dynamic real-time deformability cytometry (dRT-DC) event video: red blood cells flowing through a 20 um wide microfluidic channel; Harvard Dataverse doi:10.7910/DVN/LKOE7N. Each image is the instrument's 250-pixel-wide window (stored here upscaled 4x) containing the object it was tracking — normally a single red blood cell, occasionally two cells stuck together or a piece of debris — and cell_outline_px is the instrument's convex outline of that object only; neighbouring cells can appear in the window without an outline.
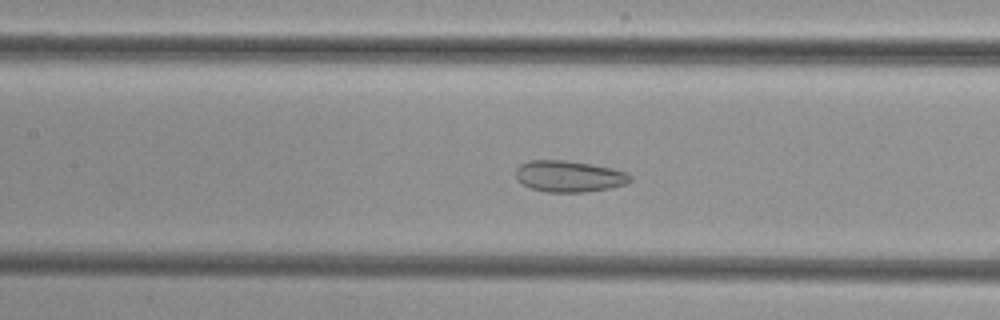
{"species": "common noctule bat (a hibernating species)", "species_latin": "Nyctalus noctula", "temperature_condition": "cold", "stored_images_in_passage": 46, "camera_frame_rate_fps": 3000, "um_per_image_px": 0.085, "animal": {"sex": "female", "body_mass_g": 29.2, "forearm_length_mm": 56.3}, "frame": {"image": 1, "passage_image": 18, "time_ms": 5.667, "image_size_px": [1000, 320], "cell_outline_px": [[632, 180], [624, 184], [608, 188], [584, 192], [544, 192], [532, 188], [516, 180], [516, 168], [520, 164], [528, 160], [564, 160], [612, 168], [624, 172], [632, 176]], "centroid_in_image_um": [48.33, 14.98], "position_along_channel_um": 159.1, "area_um2": 20.75}}
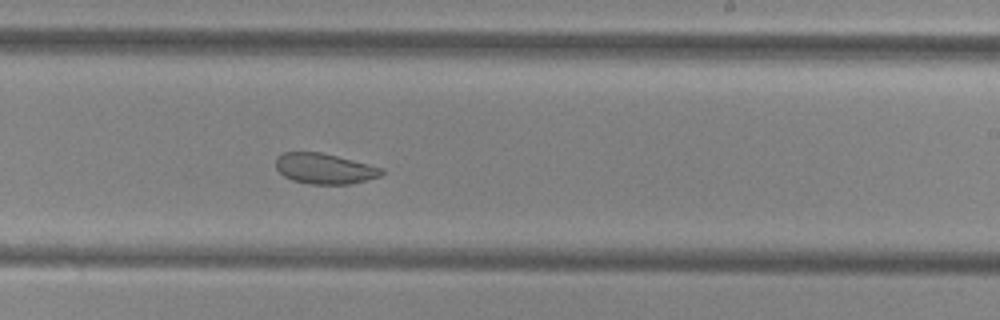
{"frame": {"image": 2, "passage_image": 26, "time_ms": 8.333, "image_size_px": [1000, 320], "cell_outline_px": [[384, 172], [380, 176], [352, 184], [308, 184], [292, 180], [284, 176], [276, 168], [276, 156], [284, 152], [320, 152], [384, 168]], "centroid_in_image_um": [27.57, 14.34], "position_along_channel_um": 261.4, "area_um2": 18.79}}
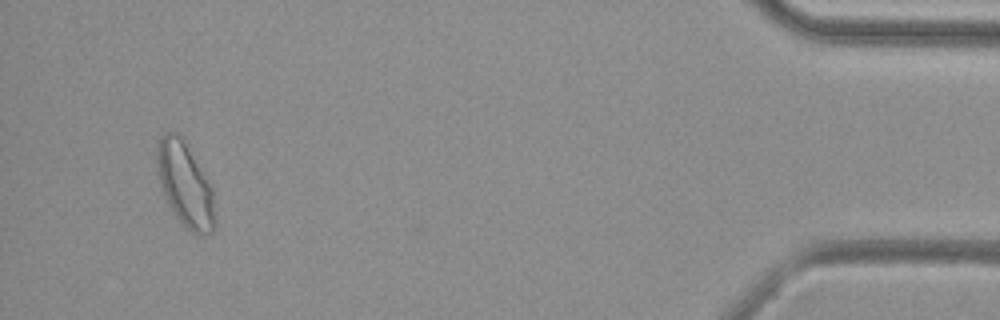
{"frame": {"image": 3, "passage_image": 44, "time_ms": 14.333, "image_size_px": [1000, 320], "cell_outline_px": [[216, 224], [212, 232], [192, 232], [184, 228], [172, 212], [160, 188], [156, 168], [156, 144], [164, 132], [176, 132], [180, 136], [212, 184]], "centroid_in_image_um": [15.71, 15.69], "position_along_channel_um": 419.5, "area_um2": 28.78}}